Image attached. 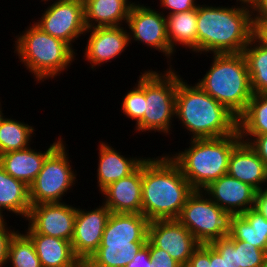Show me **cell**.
<instances>
[{
    "label": "cell",
    "instance_id": "obj_25",
    "mask_svg": "<svg viewBox=\"0 0 267 267\" xmlns=\"http://www.w3.org/2000/svg\"><path fill=\"white\" fill-rule=\"evenodd\" d=\"M230 237L233 240L248 242L267 252V219L254 208L242 215H234Z\"/></svg>",
    "mask_w": 267,
    "mask_h": 267
},
{
    "label": "cell",
    "instance_id": "obj_12",
    "mask_svg": "<svg viewBox=\"0 0 267 267\" xmlns=\"http://www.w3.org/2000/svg\"><path fill=\"white\" fill-rule=\"evenodd\" d=\"M138 2V4H137ZM132 5L127 18L129 42L137 41L147 45L150 49L164 54L166 59L173 58L174 52L170 48L166 27V16L163 11H156L151 6L141 5L139 1Z\"/></svg>",
    "mask_w": 267,
    "mask_h": 267
},
{
    "label": "cell",
    "instance_id": "obj_28",
    "mask_svg": "<svg viewBox=\"0 0 267 267\" xmlns=\"http://www.w3.org/2000/svg\"><path fill=\"white\" fill-rule=\"evenodd\" d=\"M237 130L239 135L267 134V94H253L237 118Z\"/></svg>",
    "mask_w": 267,
    "mask_h": 267
},
{
    "label": "cell",
    "instance_id": "obj_44",
    "mask_svg": "<svg viewBox=\"0 0 267 267\" xmlns=\"http://www.w3.org/2000/svg\"><path fill=\"white\" fill-rule=\"evenodd\" d=\"M238 1H239L240 6H243L249 9H252L254 5L258 2V0H236V2Z\"/></svg>",
    "mask_w": 267,
    "mask_h": 267
},
{
    "label": "cell",
    "instance_id": "obj_40",
    "mask_svg": "<svg viewBox=\"0 0 267 267\" xmlns=\"http://www.w3.org/2000/svg\"><path fill=\"white\" fill-rule=\"evenodd\" d=\"M251 17L253 26L262 20H267V0H258L251 9Z\"/></svg>",
    "mask_w": 267,
    "mask_h": 267
},
{
    "label": "cell",
    "instance_id": "obj_37",
    "mask_svg": "<svg viewBox=\"0 0 267 267\" xmlns=\"http://www.w3.org/2000/svg\"><path fill=\"white\" fill-rule=\"evenodd\" d=\"M161 9L168 10V15L197 9L196 0H159ZM196 1V2H195Z\"/></svg>",
    "mask_w": 267,
    "mask_h": 267
},
{
    "label": "cell",
    "instance_id": "obj_18",
    "mask_svg": "<svg viewBox=\"0 0 267 267\" xmlns=\"http://www.w3.org/2000/svg\"><path fill=\"white\" fill-rule=\"evenodd\" d=\"M101 194L112 213L142 214V163L129 176L110 183Z\"/></svg>",
    "mask_w": 267,
    "mask_h": 267
},
{
    "label": "cell",
    "instance_id": "obj_32",
    "mask_svg": "<svg viewBox=\"0 0 267 267\" xmlns=\"http://www.w3.org/2000/svg\"><path fill=\"white\" fill-rule=\"evenodd\" d=\"M236 267H267V252L252 244L235 240Z\"/></svg>",
    "mask_w": 267,
    "mask_h": 267
},
{
    "label": "cell",
    "instance_id": "obj_2",
    "mask_svg": "<svg viewBox=\"0 0 267 267\" xmlns=\"http://www.w3.org/2000/svg\"><path fill=\"white\" fill-rule=\"evenodd\" d=\"M238 5H198L197 53H243L253 37L254 26L251 9Z\"/></svg>",
    "mask_w": 267,
    "mask_h": 267
},
{
    "label": "cell",
    "instance_id": "obj_8",
    "mask_svg": "<svg viewBox=\"0 0 267 267\" xmlns=\"http://www.w3.org/2000/svg\"><path fill=\"white\" fill-rule=\"evenodd\" d=\"M169 68L163 72L145 70V112L136 124L138 132H160L165 136L170 132L175 118L176 90L178 74L173 69L171 59Z\"/></svg>",
    "mask_w": 267,
    "mask_h": 267
},
{
    "label": "cell",
    "instance_id": "obj_10",
    "mask_svg": "<svg viewBox=\"0 0 267 267\" xmlns=\"http://www.w3.org/2000/svg\"><path fill=\"white\" fill-rule=\"evenodd\" d=\"M62 141L45 159L35 181L29 186L31 205L63 202V196L76 184L68 150ZM73 185V186H72Z\"/></svg>",
    "mask_w": 267,
    "mask_h": 267
},
{
    "label": "cell",
    "instance_id": "obj_22",
    "mask_svg": "<svg viewBox=\"0 0 267 267\" xmlns=\"http://www.w3.org/2000/svg\"><path fill=\"white\" fill-rule=\"evenodd\" d=\"M33 242L42 267H84L75 256L71 241L38 233H25Z\"/></svg>",
    "mask_w": 267,
    "mask_h": 267
},
{
    "label": "cell",
    "instance_id": "obj_31",
    "mask_svg": "<svg viewBox=\"0 0 267 267\" xmlns=\"http://www.w3.org/2000/svg\"><path fill=\"white\" fill-rule=\"evenodd\" d=\"M138 84L128 91L122 101L121 109L125 117L131 118L136 124L143 118L145 112V71L139 76Z\"/></svg>",
    "mask_w": 267,
    "mask_h": 267
},
{
    "label": "cell",
    "instance_id": "obj_16",
    "mask_svg": "<svg viewBox=\"0 0 267 267\" xmlns=\"http://www.w3.org/2000/svg\"><path fill=\"white\" fill-rule=\"evenodd\" d=\"M86 33H90V36L88 35L83 57H86L84 60L91 64L92 70H96L95 67H101L104 63L112 62L111 60L119 55L121 56L130 44L128 30L123 25L95 27L87 29Z\"/></svg>",
    "mask_w": 267,
    "mask_h": 267
},
{
    "label": "cell",
    "instance_id": "obj_15",
    "mask_svg": "<svg viewBox=\"0 0 267 267\" xmlns=\"http://www.w3.org/2000/svg\"><path fill=\"white\" fill-rule=\"evenodd\" d=\"M95 208L90 211L77 208L71 244L75 256L83 264L98 250L104 228L112 213L103 202Z\"/></svg>",
    "mask_w": 267,
    "mask_h": 267
},
{
    "label": "cell",
    "instance_id": "obj_34",
    "mask_svg": "<svg viewBox=\"0 0 267 267\" xmlns=\"http://www.w3.org/2000/svg\"><path fill=\"white\" fill-rule=\"evenodd\" d=\"M6 219H0V267H5L8 262L9 245L13 236L18 232L7 227Z\"/></svg>",
    "mask_w": 267,
    "mask_h": 267
},
{
    "label": "cell",
    "instance_id": "obj_26",
    "mask_svg": "<svg viewBox=\"0 0 267 267\" xmlns=\"http://www.w3.org/2000/svg\"><path fill=\"white\" fill-rule=\"evenodd\" d=\"M166 27L174 53L179 44L197 53V9L166 15Z\"/></svg>",
    "mask_w": 267,
    "mask_h": 267
},
{
    "label": "cell",
    "instance_id": "obj_9",
    "mask_svg": "<svg viewBox=\"0 0 267 267\" xmlns=\"http://www.w3.org/2000/svg\"><path fill=\"white\" fill-rule=\"evenodd\" d=\"M233 214L221 209L202 190L188 197L177 220L200 244H209L231 234Z\"/></svg>",
    "mask_w": 267,
    "mask_h": 267
},
{
    "label": "cell",
    "instance_id": "obj_29",
    "mask_svg": "<svg viewBox=\"0 0 267 267\" xmlns=\"http://www.w3.org/2000/svg\"><path fill=\"white\" fill-rule=\"evenodd\" d=\"M34 131V127L28 123L4 118L0 124V155L28 148Z\"/></svg>",
    "mask_w": 267,
    "mask_h": 267
},
{
    "label": "cell",
    "instance_id": "obj_30",
    "mask_svg": "<svg viewBox=\"0 0 267 267\" xmlns=\"http://www.w3.org/2000/svg\"><path fill=\"white\" fill-rule=\"evenodd\" d=\"M8 264L11 267H42L31 239L18 231L9 245Z\"/></svg>",
    "mask_w": 267,
    "mask_h": 267
},
{
    "label": "cell",
    "instance_id": "obj_35",
    "mask_svg": "<svg viewBox=\"0 0 267 267\" xmlns=\"http://www.w3.org/2000/svg\"><path fill=\"white\" fill-rule=\"evenodd\" d=\"M151 256L150 267H182L165 250L155 247L149 240L146 243Z\"/></svg>",
    "mask_w": 267,
    "mask_h": 267
},
{
    "label": "cell",
    "instance_id": "obj_4",
    "mask_svg": "<svg viewBox=\"0 0 267 267\" xmlns=\"http://www.w3.org/2000/svg\"><path fill=\"white\" fill-rule=\"evenodd\" d=\"M241 141L238 130L224 137L190 139L189 148L168 155L194 190H203L228 172L230 155Z\"/></svg>",
    "mask_w": 267,
    "mask_h": 267
},
{
    "label": "cell",
    "instance_id": "obj_38",
    "mask_svg": "<svg viewBox=\"0 0 267 267\" xmlns=\"http://www.w3.org/2000/svg\"><path fill=\"white\" fill-rule=\"evenodd\" d=\"M210 264V244H200L189 258V267H209Z\"/></svg>",
    "mask_w": 267,
    "mask_h": 267
},
{
    "label": "cell",
    "instance_id": "obj_19",
    "mask_svg": "<svg viewBox=\"0 0 267 267\" xmlns=\"http://www.w3.org/2000/svg\"><path fill=\"white\" fill-rule=\"evenodd\" d=\"M63 141L61 135L57 141L43 152L28 148L0 155V166L15 179L30 186L42 169L46 157Z\"/></svg>",
    "mask_w": 267,
    "mask_h": 267
},
{
    "label": "cell",
    "instance_id": "obj_11",
    "mask_svg": "<svg viewBox=\"0 0 267 267\" xmlns=\"http://www.w3.org/2000/svg\"><path fill=\"white\" fill-rule=\"evenodd\" d=\"M44 10L39 20L33 23L43 32L63 40L72 48L75 40L85 35L83 0H55ZM78 38V39H77Z\"/></svg>",
    "mask_w": 267,
    "mask_h": 267
},
{
    "label": "cell",
    "instance_id": "obj_3",
    "mask_svg": "<svg viewBox=\"0 0 267 267\" xmlns=\"http://www.w3.org/2000/svg\"><path fill=\"white\" fill-rule=\"evenodd\" d=\"M180 76L176 90L175 120H180L191 139L234 134L237 131V117L196 83L188 85Z\"/></svg>",
    "mask_w": 267,
    "mask_h": 267
},
{
    "label": "cell",
    "instance_id": "obj_36",
    "mask_svg": "<svg viewBox=\"0 0 267 267\" xmlns=\"http://www.w3.org/2000/svg\"><path fill=\"white\" fill-rule=\"evenodd\" d=\"M240 138L243 142L248 143L267 166V134L240 135Z\"/></svg>",
    "mask_w": 267,
    "mask_h": 267
},
{
    "label": "cell",
    "instance_id": "obj_21",
    "mask_svg": "<svg viewBox=\"0 0 267 267\" xmlns=\"http://www.w3.org/2000/svg\"><path fill=\"white\" fill-rule=\"evenodd\" d=\"M98 145L97 187L99 192L110 183L118 181L133 173L146 157H125L121 152L114 149L110 144L100 141Z\"/></svg>",
    "mask_w": 267,
    "mask_h": 267
},
{
    "label": "cell",
    "instance_id": "obj_39",
    "mask_svg": "<svg viewBox=\"0 0 267 267\" xmlns=\"http://www.w3.org/2000/svg\"><path fill=\"white\" fill-rule=\"evenodd\" d=\"M151 256L149 248L145 245L141 251L133 258V260L125 267H150Z\"/></svg>",
    "mask_w": 267,
    "mask_h": 267
},
{
    "label": "cell",
    "instance_id": "obj_41",
    "mask_svg": "<svg viewBox=\"0 0 267 267\" xmlns=\"http://www.w3.org/2000/svg\"><path fill=\"white\" fill-rule=\"evenodd\" d=\"M254 209L267 219V188L257 192Z\"/></svg>",
    "mask_w": 267,
    "mask_h": 267
},
{
    "label": "cell",
    "instance_id": "obj_17",
    "mask_svg": "<svg viewBox=\"0 0 267 267\" xmlns=\"http://www.w3.org/2000/svg\"><path fill=\"white\" fill-rule=\"evenodd\" d=\"M224 211L242 215L255 206L257 191L249 184L226 173L202 190Z\"/></svg>",
    "mask_w": 267,
    "mask_h": 267
},
{
    "label": "cell",
    "instance_id": "obj_46",
    "mask_svg": "<svg viewBox=\"0 0 267 267\" xmlns=\"http://www.w3.org/2000/svg\"><path fill=\"white\" fill-rule=\"evenodd\" d=\"M42 2L44 1L45 2V4H47L46 2L48 1L49 2V0H41Z\"/></svg>",
    "mask_w": 267,
    "mask_h": 267
},
{
    "label": "cell",
    "instance_id": "obj_45",
    "mask_svg": "<svg viewBox=\"0 0 267 267\" xmlns=\"http://www.w3.org/2000/svg\"><path fill=\"white\" fill-rule=\"evenodd\" d=\"M0 106H1V102H0ZM2 108L0 107V124H1V122H2V120L5 118V116H3L4 115V113H2Z\"/></svg>",
    "mask_w": 267,
    "mask_h": 267
},
{
    "label": "cell",
    "instance_id": "obj_14",
    "mask_svg": "<svg viewBox=\"0 0 267 267\" xmlns=\"http://www.w3.org/2000/svg\"><path fill=\"white\" fill-rule=\"evenodd\" d=\"M148 240L169 253L181 266L188 264L193 251L200 245L177 219L150 221Z\"/></svg>",
    "mask_w": 267,
    "mask_h": 267
},
{
    "label": "cell",
    "instance_id": "obj_13",
    "mask_svg": "<svg viewBox=\"0 0 267 267\" xmlns=\"http://www.w3.org/2000/svg\"><path fill=\"white\" fill-rule=\"evenodd\" d=\"M77 208L64 202L40 203L31 205L28 230L25 233H38L71 241L74 234Z\"/></svg>",
    "mask_w": 267,
    "mask_h": 267
},
{
    "label": "cell",
    "instance_id": "obj_42",
    "mask_svg": "<svg viewBox=\"0 0 267 267\" xmlns=\"http://www.w3.org/2000/svg\"><path fill=\"white\" fill-rule=\"evenodd\" d=\"M253 36L267 48V20L258 21L254 25Z\"/></svg>",
    "mask_w": 267,
    "mask_h": 267
},
{
    "label": "cell",
    "instance_id": "obj_7",
    "mask_svg": "<svg viewBox=\"0 0 267 267\" xmlns=\"http://www.w3.org/2000/svg\"><path fill=\"white\" fill-rule=\"evenodd\" d=\"M32 24L23 30L22 34L15 36L14 53L23 66L33 74L36 79L34 81L42 83L44 80L60 76L70 67L77 53L63 40L43 32Z\"/></svg>",
    "mask_w": 267,
    "mask_h": 267
},
{
    "label": "cell",
    "instance_id": "obj_24",
    "mask_svg": "<svg viewBox=\"0 0 267 267\" xmlns=\"http://www.w3.org/2000/svg\"><path fill=\"white\" fill-rule=\"evenodd\" d=\"M31 207L29 186L15 179L0 166V214L3 211L27 218Z\"/></svg>",
    "mask_w": 267,
    "mask_h": 267
},
{
    "label": "cell",
    "instance_id": "obj_1",
    "mask_svg": "<svg viewBox=\"0 0 267 267\" xmlns=\"http://www.w3.org/2000/svg\"><path fill=\"white\" fill-rule=\"evenodd\" d=\"M193 192L168 154L142 162V214L149 221L177 219Z\"/></svg>",
    "mask_w": 267,
    "mask_h": 267
},
{
    "label": "cell",
    "instance_id": "obj_27",
    "mask_svg": "<svg viewBox=\"0 0 267 267\" xmlns=\"http://www.w3.org/2000/svg\"><path fill=\"white\" fill-rule=\"evenodd\" d=\"M253 94H267V48L254 36L244 48Z\"/></svg>",
    "mask_w": 267,
    "mask_h": 267
},
{
    "label": "cell",
    "instance_id": "obj_23",
    "mask_svg": "<svg viewBox=\"0 0 267 267\" xmlns=\"http://www.w3.org/2000/svg\"><path fill=\"white\" fill-rule=\"evenodd\" d=\"M83 3L87 29L126 25L134 4L131 0H83Z\"/></svg>",
    "mask_w": 267,
    "mask_h": 267
},
{
    "label": "cell",
    "instance_id": "obj_20",
    "mask_svg": "<svg viewBox=\"0 0 267 267\" xmlns=\"http://www.w3.org/2000/svg\"><path fill=\"white\" fill-rule=\"evenodd\" d=\"M227 173L257 192L267 188V166L246 142L241 141L233 149Z\"/></svg>",
    "mask_w": 267,
    "mask_h": 267
},
{
    "label": "cell",
    "instance_id": "obj_33",
    "mask_svg": "<svg viewBox=\"0 0 267 267\" xmlns=\"http://www.w3.org/2000/svg\"><path fill=\"white\" fill-rule=\"evenodd\" d=\"M221 256L225 258L230 267H236L235 240L230 236L216 239L209 243Z\"/></svg>",
    "mask_w": 267,
    "mask_h": 267
},
{
    "label": "cell",
    "instance_id": "obj_5",
    "mask_svg": "<svg viewBox=\"0 0 267 267\" xmlns=\"http://www.w3.org/2000/svg\"><path fill=\"white\" fill-rule=\"evenodd\" d=\"M212 55V66L196 84L238 118L253 96L245 56L243 53Z\"/></svg>",
    "mask_w": 267,
    "mask_h": 267
},
{
    "label": "cell",
    "instance_id": "obj_43",
    "mask_svg": "<svg viewBox=\"0 0 267 267\" xmlns=\"http://www.w3.org/2000/svg\"><path fill=\"white\" fill-rule=\"evenodd\" d=\"M209 267H230L225 258L210 245V264Z\"/></svg>",
    "mask_w": 267,
    "mask_h": 267
},
{
    "label": "cell",
    "instance_id": "obj_6",
    "mask_svg": "<svg viewBox=\"0 0 267 267\" xmlns=\"http://www.w3.org/2000/svg\"><path fill=\"white\" fill-rule=\"evenodd\" d=\"M149 222L143 214L111 213L101 244L84 267H125L146 245Z\"/></svg>",
    "mask_w": 267,
    "mask_h": 267
}]
</instances>
